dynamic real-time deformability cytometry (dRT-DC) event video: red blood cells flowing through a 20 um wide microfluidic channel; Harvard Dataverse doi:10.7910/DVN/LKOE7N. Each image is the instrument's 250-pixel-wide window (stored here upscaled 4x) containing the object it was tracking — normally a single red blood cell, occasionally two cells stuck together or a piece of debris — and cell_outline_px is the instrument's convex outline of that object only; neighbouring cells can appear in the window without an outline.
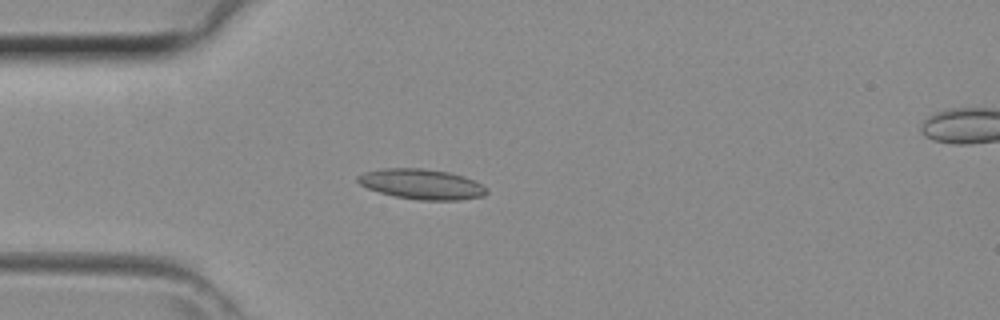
{"species": "common noctule bat (a hibernating species)", "species_latin": "Nyctalus noctula", "temperature_condition": "room temperature", "stored_images_in_passage": 42, "camera_frame_rate_fps": 3000, "um_per_image_px": 0.085, "animal": {"sex": "female", "body_mass_g": 29.2, "forearm_length_mm": 56.3}, "frame": {"image": 1, "passage_image": 11, "time_ms": 3.333, "image_size_px": [1000, 320], "cell_outline_px": [[488, 192], [484, 196], [460, 200], [420, 200], [396, 196], [380, 192], [368, 188], [360, 184], [356, 180], [356, 176], [364, 172], [384, 168], [424, 168], [448, 172], [464, 176], [488, 188]], "centroid_in_image_um": [35.85, 15.65], "position_along_channel_um": 49.2, "area_um2": 22.66}}
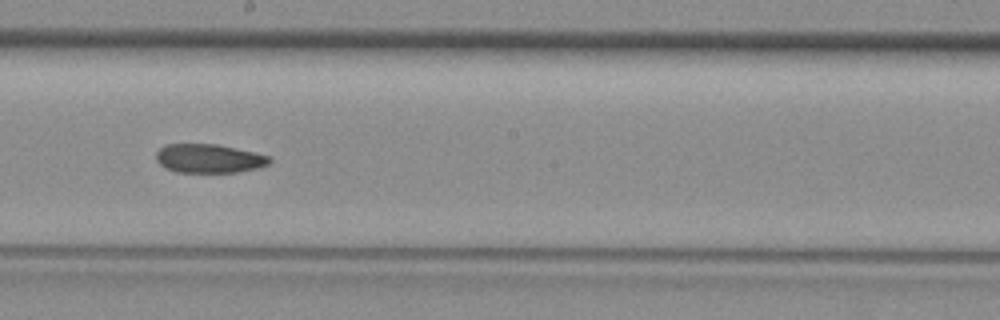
{"frame": {"image": 2, "passage_image": 23, "time_ms": 7.333, "image_size_px": [1000, 320], "cell_outline_px": [[272, 160], [268, 164], [256, 168], [236, 172], [176, 172], [164, 168], [156, 160], [156, 152], [164, 144], [216, 144], [252, 152], [268, 156]], "centroid_in_image_um": [17.7, 13.47], "position_along_channel_um": 230.5, "area_um2": 18.9}}
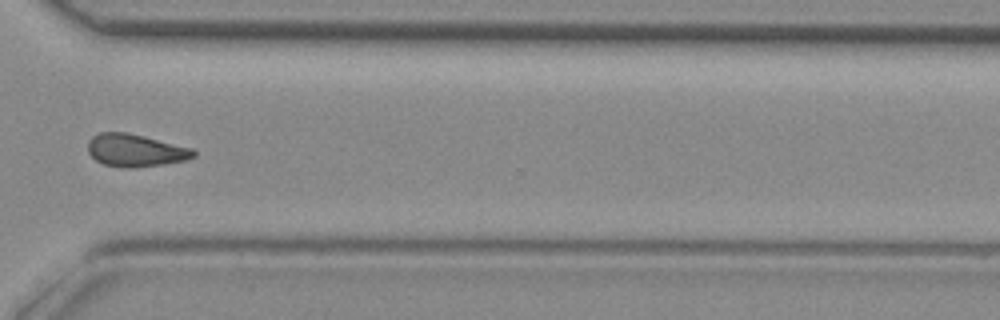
{"frame": {"image": 3, "passage_image": 31, "time_ms": 10.0, "image_size_px": [1000, 320], "cell_outline_px": [[196, 156], [184, 160], [164, 164], [136, 168], [120, 168], [104, 164], [96, 160], [88, 152], [88, 140], [92, 136], [100, 132], [124, 132], [144, 136], [192, 148], [196, 152]], "centroid_in_image_um": [11.49, 12.79], "position_along_channel_um": 359.1, "area_um2": 20.11}}